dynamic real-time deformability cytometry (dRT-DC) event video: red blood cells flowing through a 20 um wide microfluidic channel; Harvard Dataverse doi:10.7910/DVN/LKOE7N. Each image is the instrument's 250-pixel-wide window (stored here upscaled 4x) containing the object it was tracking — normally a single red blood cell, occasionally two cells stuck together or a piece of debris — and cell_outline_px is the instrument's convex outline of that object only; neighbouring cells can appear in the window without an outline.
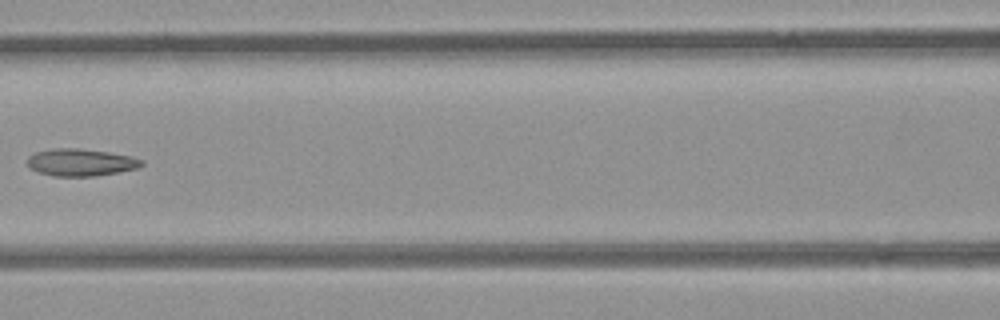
{"species": "common noctule bat (a hibernating species)", "species_latin": "Nyctalus noctula", "temperature_condition": "room temperature", "stored_images_in_passage": 7, "camera_frame_rate_fps": 3000, "um_per_image_px": 0.085, "animal": {"sex": "female", "body_mass_g": 21.9}, "frame": {"image": 1, "passage_image": 6, "time_ms": 6.667, "image_size_px": [1000, 320], "cell_outline_px": [[144, 164], [140, 168], [120, 172], [92, 176], [52, 176], [36, 172], [28, 168], [28, 156], [36, 152], [52, 148], [76, 148], [108, 152], [132, 156], [144, 160]], "centroid_in_image_um": [6.87, 13.81], "position_along_channel_um": 159.7, "area_um2": 18.38}}
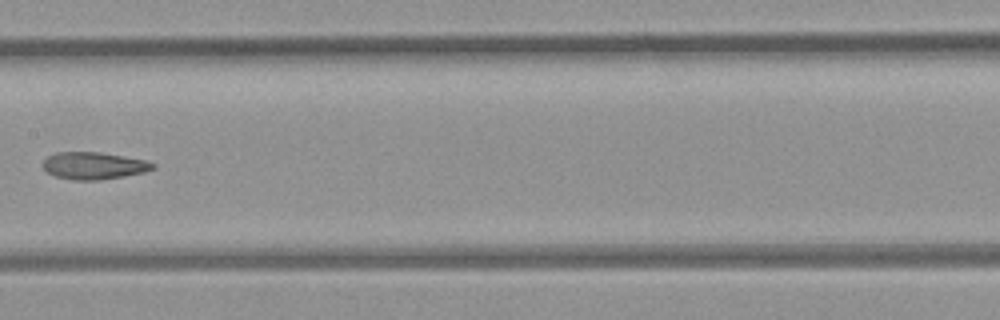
{"frame": {"image": 2, "passage_image": 7, "time_ms": 7.667, "image_size_px": [1000, 320], "cell_outline_px": [[156, 168], [144, 172], [124, 176], [100, 180], [72, 180], [56, 176], [48, 172], [40, 164], [48, 156], [56, 152], [100, 152], [148, 160], [156, 164]], "centroid_in_image_um": [7.99, 14.08], "position_along_channel_um": 199.4, "area_um2": 17.57}}